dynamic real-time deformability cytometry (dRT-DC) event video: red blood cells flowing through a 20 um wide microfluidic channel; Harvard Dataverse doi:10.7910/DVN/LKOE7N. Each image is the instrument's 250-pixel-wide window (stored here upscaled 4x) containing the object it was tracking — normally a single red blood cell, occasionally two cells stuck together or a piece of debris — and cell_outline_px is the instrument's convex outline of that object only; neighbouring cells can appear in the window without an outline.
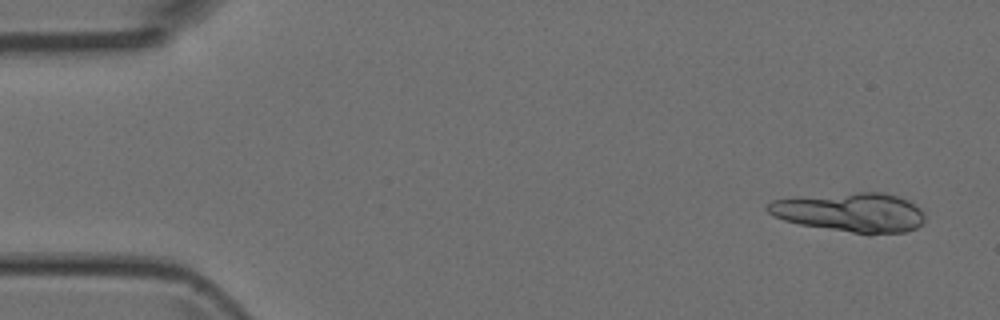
{"species": "Egyptian fruit bat (a non-hibernating species)", "species_latin": "Rousettus aegyptiacus", "temperature_condition": "room temperature", "stored_images_in_passage": 49, "segment_of_instrument_passage": [1, 2], "camera_frame_rate_fps": 3000, "um_per_image_px": 0.085, "animal": {"sex": "female"}, "frame": {"image": 1, "passage_image": 2, "time_ms": 0.333, "image_size_px": [1000, 320], "cell_outline_px": [[924, 220], [916, 228], [904, 232], [852, 232], [800, 224], [784, 220], [772, 216], [764, 208], [772, 200], [792, 196], [856, 192], [884, 192], [908, 200], [920, 208], [924, 212]], "centroid_in_image_um": [72.23, 18.0], "position_along_channel_um": 12.8, "area_um2": 35.84}}